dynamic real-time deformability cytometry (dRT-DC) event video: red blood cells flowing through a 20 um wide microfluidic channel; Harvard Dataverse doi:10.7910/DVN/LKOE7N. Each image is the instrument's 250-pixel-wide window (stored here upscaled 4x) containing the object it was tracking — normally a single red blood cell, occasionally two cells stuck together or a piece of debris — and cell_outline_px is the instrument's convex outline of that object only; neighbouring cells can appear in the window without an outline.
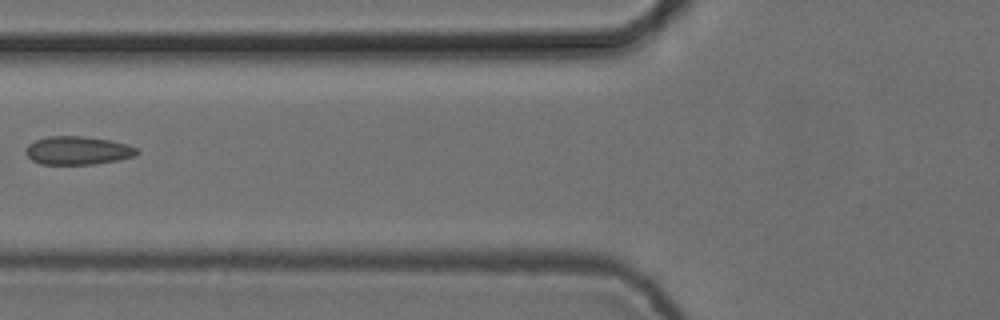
{"species": "common noctule bat (a hibernating species)", "species_latin": "Nyctalus noctula", "temperature_condition": "cold", "stored_images_in_passage": 3, "camera_frame_rate_fps": 3000, "um_per_image_px": 0.085, "animal": {"sex": "female", "body_mass_g": 24.6, "forearm_length_mm": 56.2}, "frame": {"image": 1, "passage_image": 3, "time_ms": 0.667, "image_size_px": [1000, 320], "cell_outline_px": [[140, 152], [132, 156], [116, 160], [92, 164], [40, 164], [32, 160], [24, 152], [28, 144], [36, 140], [48, 136], [84, 136], [112, 140], [128, 144], [136, 148]], "centroid_in_image_um": [6.59, 12.78], "position_along_channel_um": 119.2, "area_um2": 18.32}}